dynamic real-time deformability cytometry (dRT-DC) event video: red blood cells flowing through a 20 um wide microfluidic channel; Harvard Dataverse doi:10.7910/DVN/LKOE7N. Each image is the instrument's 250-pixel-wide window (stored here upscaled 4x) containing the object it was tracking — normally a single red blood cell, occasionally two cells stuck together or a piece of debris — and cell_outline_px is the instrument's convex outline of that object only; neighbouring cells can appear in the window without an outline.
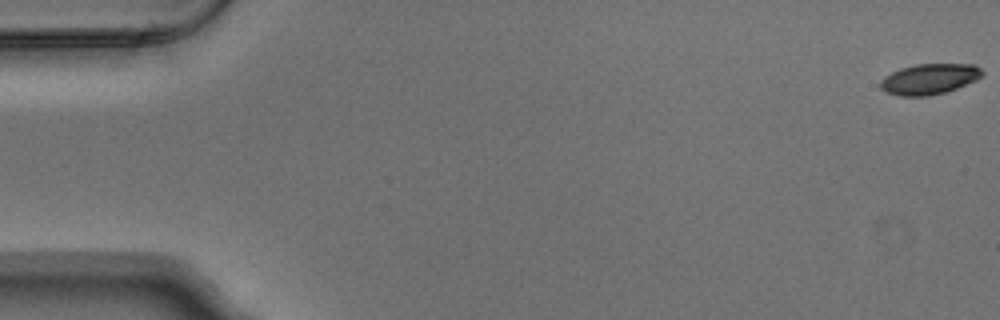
{"species": "Egyptian fruit bat (a non-hibernating species)", "species_latin": "Rousettus aegyptiacus", "temperature_condition": "warm", "stored_images_in_passage": 4, "camera_frame_rate_fps": 3000, "um_per_image_px": 0.085, "animal": {"sex": "male"}, "frame": {"image": 1, "passage_image": 1, "time_ms": 0.0, "image_size_px": [1000, 320], "cell_outline_px": [[984, 72], [976, 80], [956, 88], [944, 92], [928, 96], [900, 96], [884, 92], [880, 88], [880, 80], [884, 76], [900, 68], [916, 64], [972, 64], [980, 68]], "centroid_in_image_um": [78.95, 6.72], "position_along_channel_um": 6.1, "area_um2": 18.15}}